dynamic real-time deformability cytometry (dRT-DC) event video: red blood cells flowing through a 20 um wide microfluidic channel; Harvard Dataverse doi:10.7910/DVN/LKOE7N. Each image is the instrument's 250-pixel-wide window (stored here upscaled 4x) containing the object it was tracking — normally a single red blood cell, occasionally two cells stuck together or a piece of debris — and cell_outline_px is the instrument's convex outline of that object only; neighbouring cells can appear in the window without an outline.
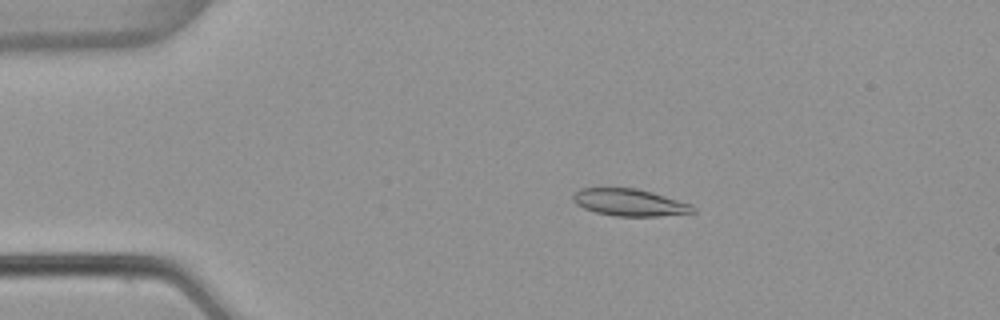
{"species": "common noctule bat (a hibernating species)", "species_latin": "Nyctalus noctula", "temperature_condition": "warm", "stored_images_in_passage": 54, "camera_frame_rate_fps": 3000, "um_per_image_px": 0.085, "animal": {"sex": "female", "body_mass_g": 22.7, "forearm_length_mm": 54.2}, "frame": {"image": 1, "passage_image": 11, "time_ms": 3.333, "image_size_px": [1000, 320], "cell_outline_px": [[696, 212], [656, 216], [616, 216], [596, 212], [584, 208], [576, 204], [572, 200], [572, 196], [580, 188], [636, 188], [652, 192], [692, 204], [696, 208]], "centroid_in_image_um": [53.52, 17.21], "position_along_channel_um": 31.5, "area_um2": 18.84}}
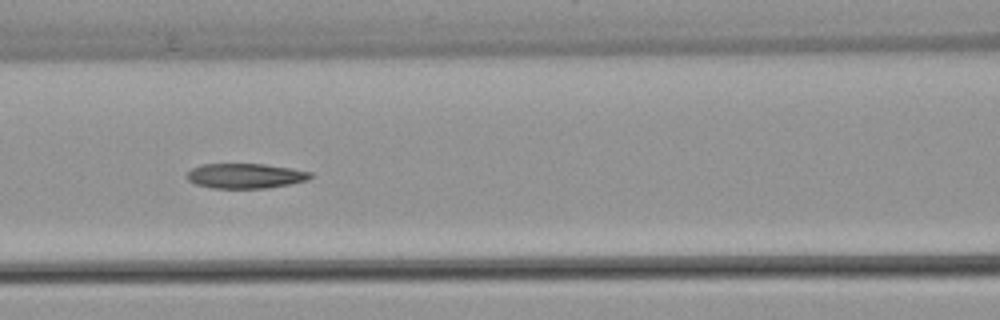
{"frame": {"image": 2, "passage_image": 24, "time_ms": 7.667, "image_size_px": [1000, 320], "cell_outline_px": [[312, 176], [308, 180], [288, 184], [264, 188], [212, 188], [196, 184], [188, 180], [184, 176], [192, 168], [200, 164], [264, 164], [292, 168], [312, 172]], "centroid_in_image_um": [20.83, 14.94], "position_along_channel_um": 145.8, "area_um2": 17.98}}
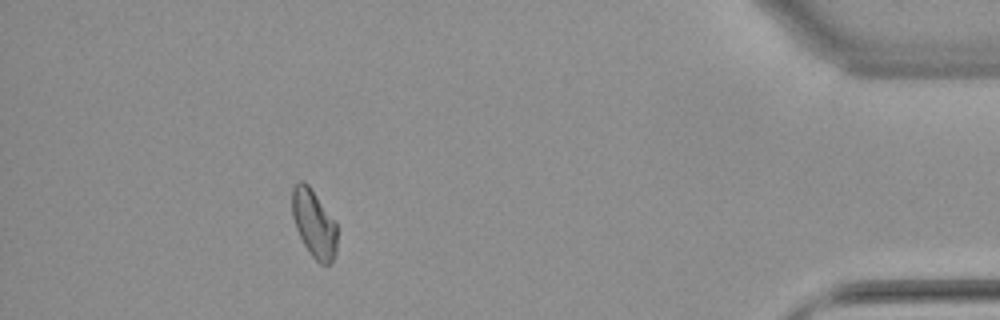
{"frame": {"image": 3, "passage_image": 49, "time_ms": 16.0, "image_size_px": [1000, 320], "cell_outline_px": [[336, 252], [332, 264], [320, 264], [312, 256], [304, 244], [296, 228], [292, 216], [292, 188], [300, 180], [304, 180], [308, 184], [336, 220]], "centroid_in_image_um": [26.7, 18.99], "position_along_channel_um": 408.5, "area_um2": 17.92}}